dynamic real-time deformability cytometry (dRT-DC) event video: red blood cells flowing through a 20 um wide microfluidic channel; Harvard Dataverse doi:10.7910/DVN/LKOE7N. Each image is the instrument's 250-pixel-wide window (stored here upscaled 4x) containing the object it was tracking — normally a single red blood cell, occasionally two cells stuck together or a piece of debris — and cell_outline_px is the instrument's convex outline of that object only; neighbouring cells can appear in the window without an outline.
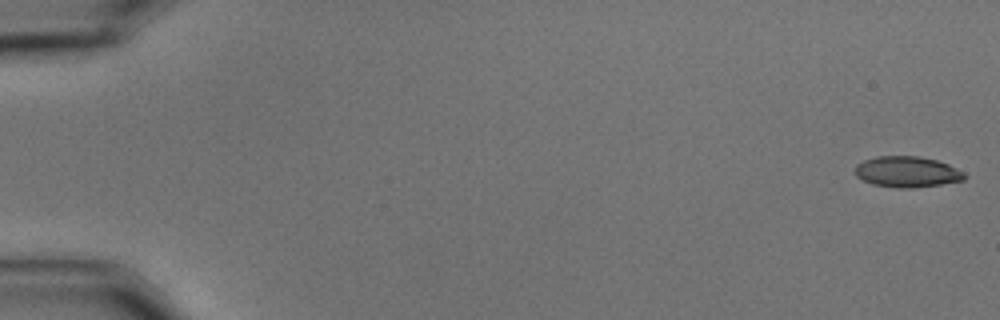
{"species": "common noctule bat (a hibernating species)", "species_latin": "Nyctalus noctula", "temperature_condition": "cold", "stored_images_in_passage": 58, "camera_frame_rate_fps": 3000, "um_per_image_px": 0.085, "animal": {"sex": "male", "body_mass_g": 15.6}, "frame": {"image": 1, "passage_image": 1, "time_ms": 0.0, "image_size_px": [1000, 320], "cell_outline_px": [[968, 176], [964, 180], [940, 184], [912, 188], [900, 188], [872, 184], [856, 176], [856, 164], [864, 160], [876, 156], [916, 156], [936, 160], [948, 164], [964, 172]], "centroid_in_image_um": [77.11, 14.6], "position_along_channel_um": 7.9, "area_um2": 19.59}}
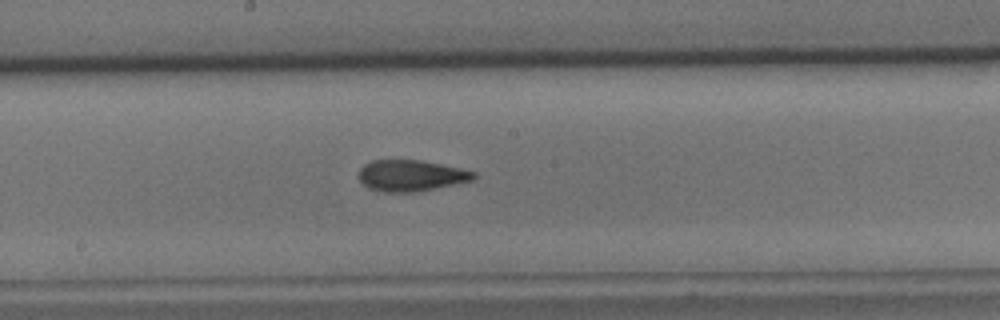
{"frame": {"image": 2, "passage_image": 32, "time_ms": 10.333, "image_size_px": [1000, 320], "cell_outline_px": [[476, 176], [472, 180], [416, 192], [384, 192], [368, 188], [360, 180], [360, 168], [364, 164], [372, 160], [420, 160], [460, 168], [476, 172]], "centroid_in_image_um": [34.92, 14.92], "position_along_channel_um": 213.3, "area_um2": 20.69}}
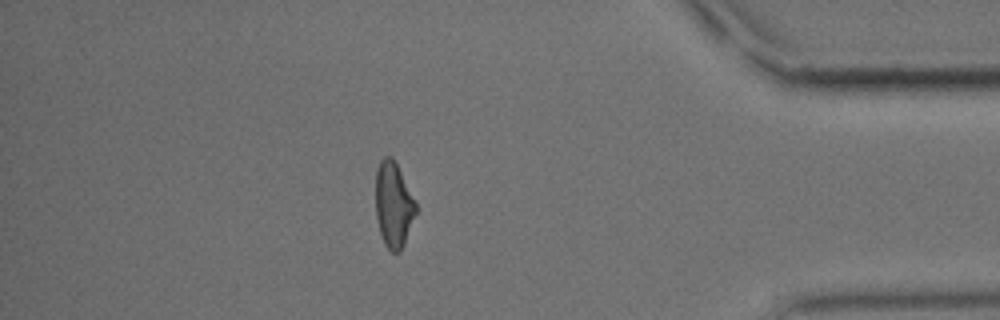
{"frame": {"image": 3, "passage_image": 51, "time_ms": 16.667, "image_size_px": [1000, 320], "cell_outline_px": [[416, 212], [404, 244], [400, 252], [392, 252], [384, 244], [380, 232], [376, 216], [376, 168], [380, 160], [384, 156], [392, 156], [416, 204]], "centroid_in_image_um": [33.42, 17.41], "position_along_channel_um": 401.8, "area_um2": 19.65}, "authors_computed_cell_mechanics": {"area_um2": 20.519, "velocity_mm_per_s": 3.4909, "shape_relaxation_time_tau1_ms": 7.7596, "shape_relaxation_time_tau2_ms": 3.3425, "deformation_change_tau1": 0.177, "deformation_change_tau2": 0.1051}}